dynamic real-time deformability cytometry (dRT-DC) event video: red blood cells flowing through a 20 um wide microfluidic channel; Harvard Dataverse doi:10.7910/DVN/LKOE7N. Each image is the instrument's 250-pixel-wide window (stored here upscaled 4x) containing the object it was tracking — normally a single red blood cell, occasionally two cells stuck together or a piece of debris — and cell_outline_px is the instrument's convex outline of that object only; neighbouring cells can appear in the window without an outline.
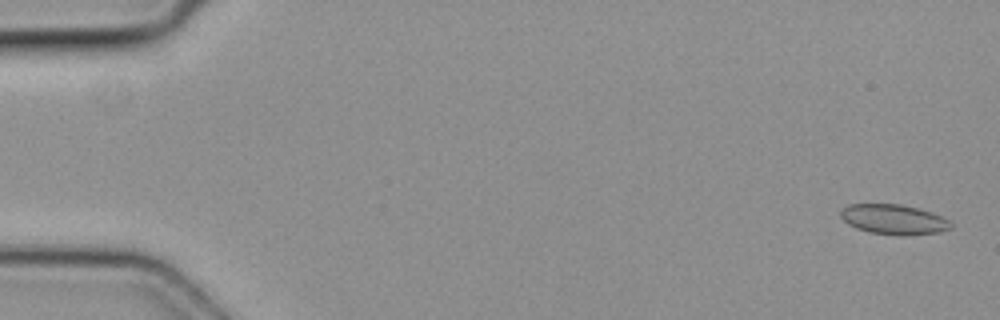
{"species": "common noctule bat (a hibernating species)", "species_latin": "Nyctalus noctula", "temperature_condition": "cold", "stored_images_in_passage": 4, "camera_frame_rate_fps": 3000, "um_per_image_px": 0.085, "animal": {"sex": "female", "body_mass_g": 19.3, "forearm_length_mm": 54.1}, "frame": {"image": 1, "passage_image": 1, "time_ms": 0.0, "image_size_px": [1000, 320], "cell_outline_px": [[952, 228], [940, 232], [904, 236], [900, 236], [872, 232], [856, 228], [848, 224], [840, 216], [840, 212], [848, 204], [900, 204], [932, 212], [948, 220], [952, 224]], "centroid_in_image_um": [75.97, 18.65], "position_along_channel_um": 9.0, "area_um2": 19.19}}